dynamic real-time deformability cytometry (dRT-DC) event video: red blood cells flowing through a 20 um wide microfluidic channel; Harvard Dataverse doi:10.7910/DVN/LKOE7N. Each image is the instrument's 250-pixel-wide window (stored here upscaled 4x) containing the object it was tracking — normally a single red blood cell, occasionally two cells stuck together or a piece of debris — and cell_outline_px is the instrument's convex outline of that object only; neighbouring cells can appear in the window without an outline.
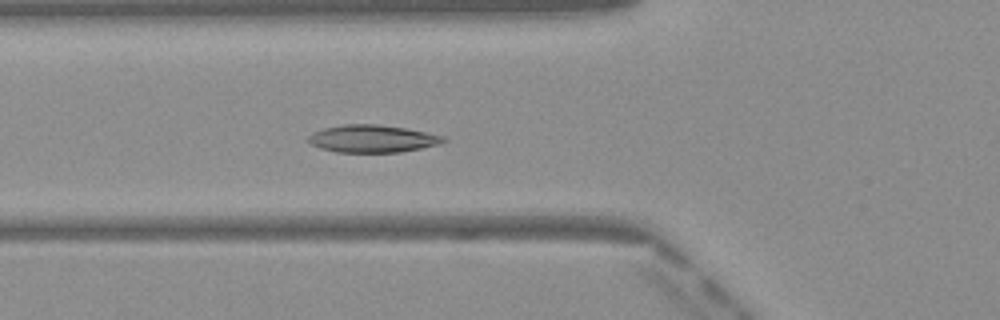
{"species": "Egyptian fruit bat (a non-hibernating species)", "species_latin": "Rousettus aegyptiacus", "temperature_condition": "warm", "stored_images_in_passage": 51, "camera_frame_rate_fps": 3000, "um_per_image_px": 0.085, "frame": {"image": 1, "passage_image": 19, "time_ms": 6.0, "image_size_px": [1000, 320], "cell_outline_px": [[448, 140], [440, 144], [400, 152], [336, 152], [320, 148], [312, 144], [308, 140], [308, 136], [312, 132], [324, 128], [344, 124], [376, 124], [404, 128], [444, 136]], "centroid_in_image_um": [31.64, 11.79], "position_along_channel_um": 94.2, "area_um2": 21.5}}
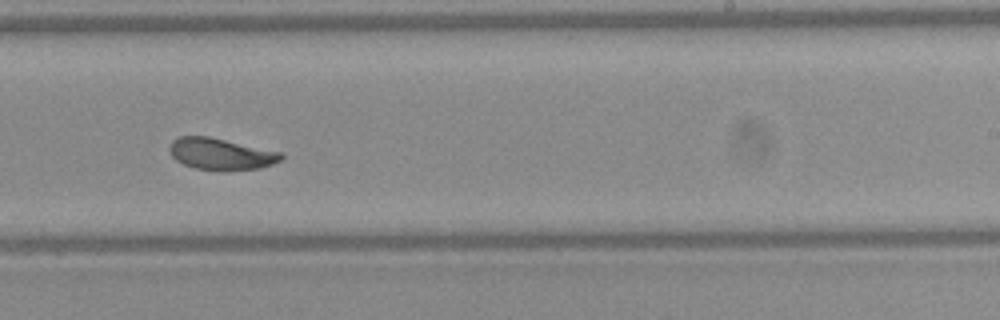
{"frame": {"image": 2, "passage_image": 32, "time_ms": 10.333, "image_size_px": [1000, 320], "cell_outline_px": [[284, 156], [280, 160], [272, 164], [260, 168], [224, 172], [216, 172], [196, 168], [184, 164], [176, 160], [172, 156], [168, 148], [172, 140], [180, 136], [208, 136], [284, 152]], "centroid_in_image_um": [18.79, 13.1], "position_along_channel_um": 270.2, "area_um2": 21.04}}
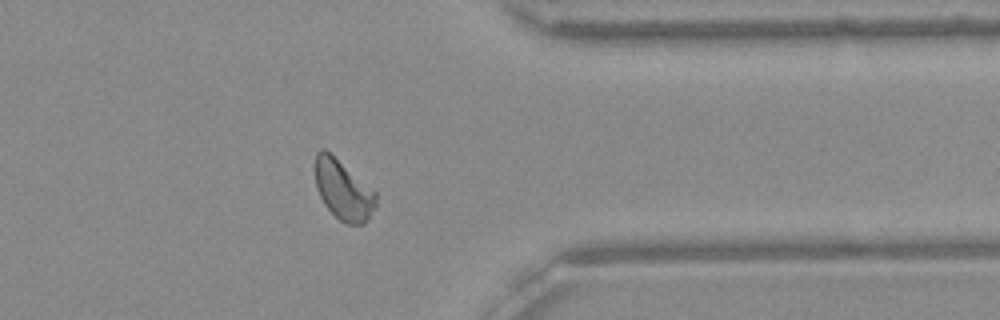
{"frame": {"image": 3, "passage_image": 41, "time_ms": 13.333, "image_size_px": [1000, 320], "cell_outline_px": [[376, 208], [364, 224], [348, 224], [340, 220], [324, 204], [316, 188], [316, 152], [320, 148], [324, 148], [376, 192]], "centroid_in_image_um": [29.18, 16.16], "position_along_channel_um": 382.2, "area_um2": 20.81}, "authors_computed_cell_mechanics": {"area_um2": 21.4438, "velocity_mm_per_s": 4.0593, "shape_relaxation_time_tau1_ms": 3.2504, "shape_relaxation_time_tau2_ms": 1.8473, "deformation_change_tau1": 0.1142, "deformation_change_tau2": 0.0573}}